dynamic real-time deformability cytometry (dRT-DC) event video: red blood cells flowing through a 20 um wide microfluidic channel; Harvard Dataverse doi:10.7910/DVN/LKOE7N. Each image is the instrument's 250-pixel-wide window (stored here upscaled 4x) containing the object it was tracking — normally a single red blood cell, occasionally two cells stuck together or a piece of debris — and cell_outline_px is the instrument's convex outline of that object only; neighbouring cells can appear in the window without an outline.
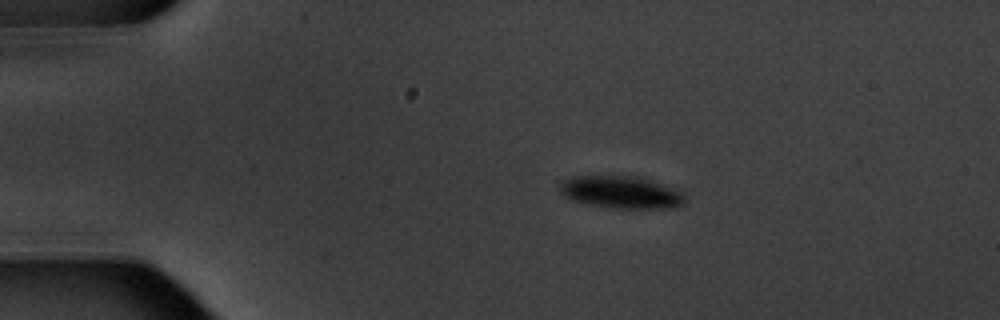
{"species": "common noctule bat (a hibernating species)", "species_latin": "Nyctalus noctula", "temperature_condition": "warm", "stored_images_in_passage": 9, "camera_frame_rate_fps": 3000, "um_per_image_px": 0.085, "animal": {"sex": "male", "body_mass_g": 20.1, "forearm_length_mm": 53.5}, "frame": {"image": 1, "passage_image": 3, "time_ms": 2.333, "image_size_px": [1000, 320], "cell_outline_px": [[684, 204], [676, 208], [616, 208], [592, 204], [572, 200], [564, 196], [560, 188], [560, 184], [564, 180], [572, 176], [640, 176], [672, 188], [680, 192], [684, 196]], "centroid_in_image_um": [52.81, 16.33], "position_along_channel_um": 32.2, "area_um2": 23.29}}
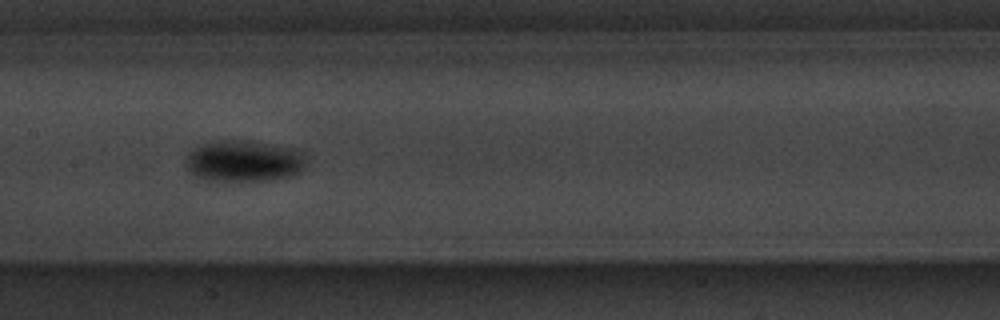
{"frame": {"image": 2, "passage_image": 8, "time_ms": 8.333, "image_size_px": [1000, 320], "cell_outline_px": [[304, 168], [300, 172], [292, 176], [272, 180], [208, 180], [196, 176], [188, 168], [188, 152], [192, 148], [212, 140], [248, 140], [292, 148], [304, 152]], "centroid_in_image_um": [20.75, 13.67], "position_along_channel_um": 186.6, "area_um2": 28.96}}